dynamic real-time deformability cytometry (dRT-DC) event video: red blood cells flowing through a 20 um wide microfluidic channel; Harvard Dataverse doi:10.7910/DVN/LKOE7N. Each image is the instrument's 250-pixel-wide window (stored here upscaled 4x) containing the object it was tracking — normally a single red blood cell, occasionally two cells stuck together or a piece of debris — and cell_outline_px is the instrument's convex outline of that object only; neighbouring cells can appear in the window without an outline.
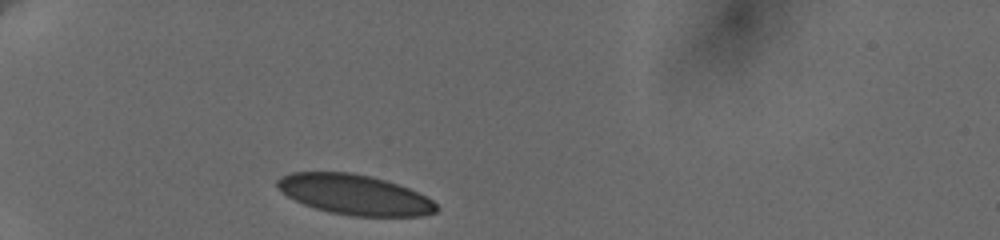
{"species": "human", "species_latin": "Homo sapiens", "temperature_condition": "cold", "stored_images_in_passage": 34, "camera_frame_rate_fps": 3000, "um_per_image_px": 0.085, "donor": {"sex": "female"}, "frame": {"image": 1, "passage_image": 1, "time_ms": 0.0, "image_size_px": [1000, 240], "cell_outline_px": [[440, 208], [436, 212], [424, 216], [352, 216], [332, 212], [316, 208], [304, 204], [280, 192], [276, 188], [276, 180], [280, 176], [292, 172], [348, 172], [368, 176], [384, 180], [408, 188], [432, 200]], "centroid_in_image_um": [30.11, 16.54], "position_along_channel_um": 54.9, "area_um2": 36.99}}
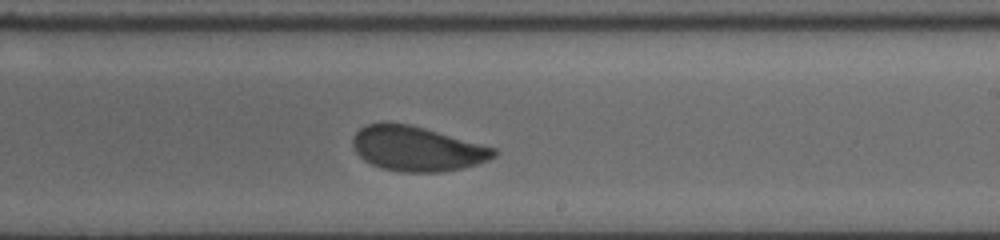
{"frame": {"image": 2, "passage_image": 19, "time_ms": 6.333, "image_size_px": [1000, 240], "cell_outline_px": [[496, 156], [488, 160], [476, 164], [460, 168], [440, 172], [400, 172], [384, 168], [372, 164], [364, 160], [356, 152], [352, 144], [352, 136], [364, 124], [380, 120], [412, 124], [496, 148]], "centroid_in_image_um": [35.39, 12.6], "position_along_channel_um": 253.6, "area_um2": 37.22}}
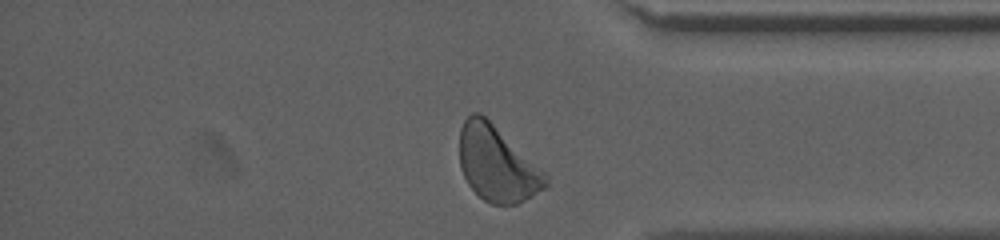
{"frame": {"image": 3, "passage_image": 32, "time_ms": 10.333, "image_size_px": [1000, 240], "cell_outline_px": [[548, 184], [544, 188], [532, 196], [516, 204], [492, 204], [484, 200], [468, 184], [460, 168], [460, 128], [464, 120], [472, 112], [480, 112], [544, 172], [548, 176]], "centroid_in_image_um": [42.22, 13.93], "position_along_channel_um": 393.0, "area_um2": 37.11}, "authors_computed_cell_mechanics": {"area_um2": 37.281, "velocity_mm_per_s": 3.6208, "shape_relaxation_time_tau1_ms": 2.9547, "shape_relaxation_time_tau2_ms": 0.963, "deformation_change_tau1": 0.0897, "deformation_change_tau2": 0.0396}}